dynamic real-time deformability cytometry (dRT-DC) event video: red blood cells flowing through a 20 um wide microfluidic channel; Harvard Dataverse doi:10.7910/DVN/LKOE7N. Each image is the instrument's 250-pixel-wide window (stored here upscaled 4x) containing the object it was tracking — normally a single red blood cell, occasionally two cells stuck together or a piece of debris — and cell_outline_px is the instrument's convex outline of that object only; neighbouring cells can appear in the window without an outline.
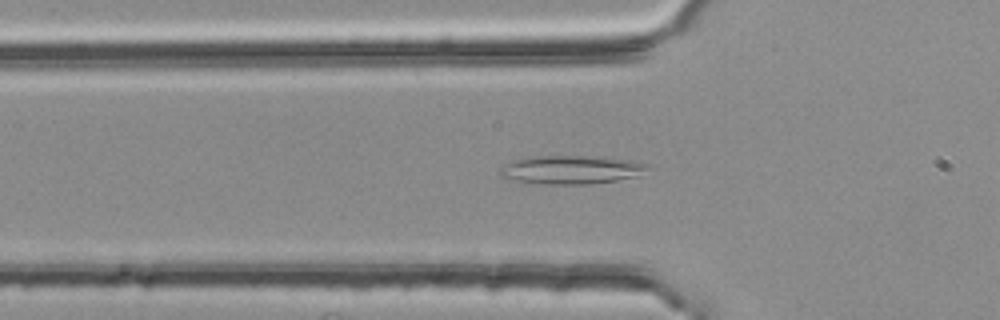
{"species": "common noctule bat (a hibernating species)", "species_latin": "Nyctalus noctula", "temperature_condition": "room temperature", "stored_images_in_passage": 48, "camera_frame_rate_fps": 3000, "um_per_image_px": 0.085, "animal": {"sex": "female", "body_mass_g": 25.1}, "frame": {"image": 1, "passage_image": 17, "time_ms": 5.333, "image_size_px": [1000, 320], "cell_outline_px": [[652, 164], [648, 168], [636, 176], [616, 180], [588, 184], [536, 184], [516, 180], [500, 176], [496, 172], [500, 168], [516, 160], [528, 156], [580, 156], [628, 160]], "centroid_in_image_um": [48.51, 14.43], "position_along_channel_um": 77.3, "area_um2": 24.22}}
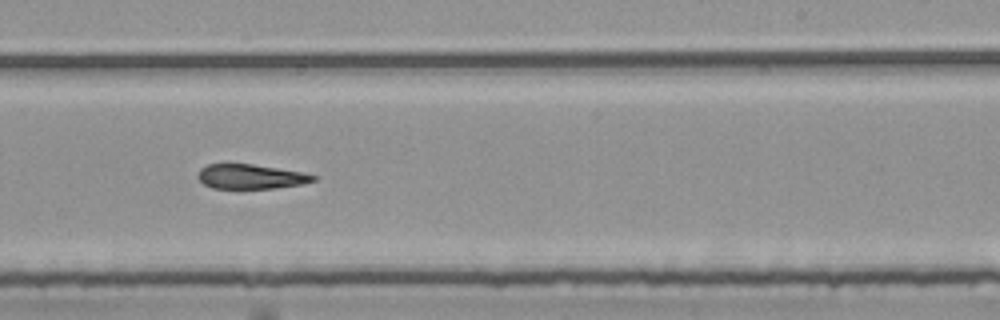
{"frame": {"image": 2, "passage_image": 32, "time_ms": 10.333, "image_size_px": [1000, 320], "cell_outline_px": [[320, 176], [316, 180], [300, 184], [276, 188], [212, 188], [204, 184], [196, 176], [200, 168], [208, 164], [252, 164], [304, 172]], "centroid_in_image_um": [21.33, 15.0], "position_along_channel_um": 267.7, "area_um2": 16.59}}
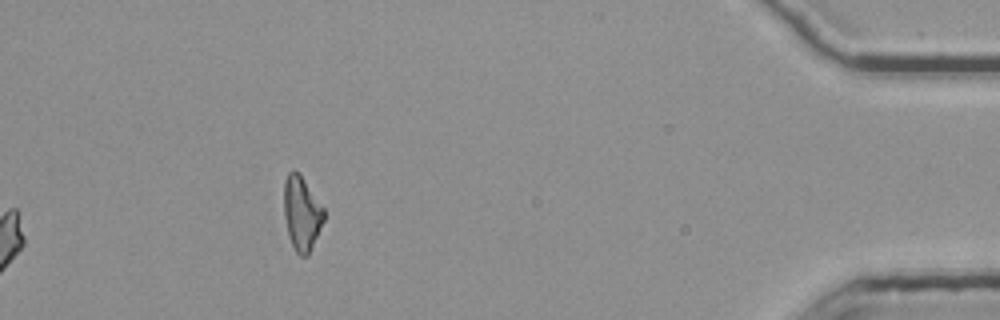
{"frame": {"image": 3, "passage_image": 48, "time_ms": 15.667, "image_size_px": [1000, 320], "cell_outline_px": [[324, 220], [308, 256], [300, 256], [296, 252], [288, 236], [284, 216], [284, 180], [288, 172], [292, 168], [300, 172], [324, 208]], "centroid_in_image_um": [25.63, 18.09], "position_along_channel_um": 409.6, "area_um2": 17.51}, "authors_computed_cell_mechanics": {"area_um2": 18.496, "velocity_mm_per_s": 3.8088, "shape_relaxation_time_tau1_ms": null, "shape_relaxation_time_tau2_ms": 10.3582, "deformation_change_tau1": null, "deformation_change_tau2": 0.2195}}